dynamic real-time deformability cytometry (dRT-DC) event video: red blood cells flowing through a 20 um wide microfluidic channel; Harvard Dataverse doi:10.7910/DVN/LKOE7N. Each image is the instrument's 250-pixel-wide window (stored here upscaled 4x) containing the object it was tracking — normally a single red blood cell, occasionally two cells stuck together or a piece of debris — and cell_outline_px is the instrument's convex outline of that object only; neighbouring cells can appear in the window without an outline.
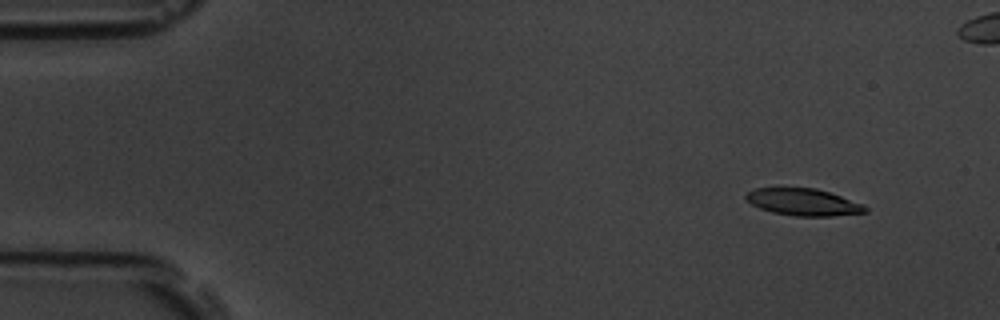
{"species": "common noctule bat (a hibernating species)", "species_latin": "Nyctalus noctula", "temperature_condition": "room temperature", "stored_images_in_passage": 5, "camera_frame_rate_fps": 3000, "um_per_image_px": 0.085, "animal": {"sex": "male", "body_mass_g": 19.5, "forearm_length_mm": 54.6}, "frame": {"image": 1, "passage_image": 1, "time_ms": 0.0, "image_size_px": [1000, 320], "cell_outline_px": [[868, 212], [832, 216], [796, 216], [772, 212], [760, 208], [752, 204], [744, 196], [748, 192], [756, 188], [816, 188], [864, 204], [868, 208]], "centroid_in_image_um": [68.31, 17.18], "position_along_channel_um": 16.7, "area_um2": 18.61}}